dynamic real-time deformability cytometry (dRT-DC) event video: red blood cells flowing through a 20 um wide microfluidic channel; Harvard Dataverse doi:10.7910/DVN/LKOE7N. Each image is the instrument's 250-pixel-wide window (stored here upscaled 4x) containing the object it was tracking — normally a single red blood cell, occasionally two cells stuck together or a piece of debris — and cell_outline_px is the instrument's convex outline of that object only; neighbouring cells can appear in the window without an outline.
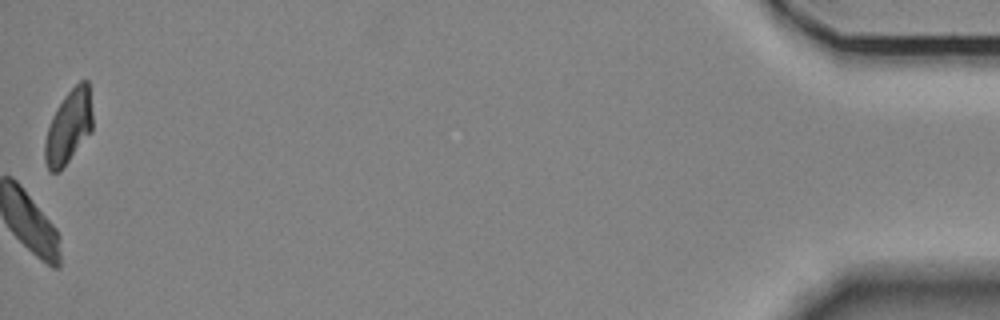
{"species": "Egyptian fruit bat (a non-hibernating species)", "species_latin": "Rousettus aegyptiacus", "temperature_condition": "room temperature", "stored_images_in_passage": 55, "camera_frame_rate_fps": 3000, "um_per_image_px": 0.085, "animal": {"sex": "female"}, "frame": {"image": 1, "passage_image": 55, "time_ms": 18.0, "image_size_px": [1000, 320], "cell_outline_px": [[92, 132], [60, 172], [48, 172], [44, 160], [44, 144], [48, 128], [52, 116], [56, 108], [64, 96], [80, 80], [88, 80], [92, 112]], "centroid_in_image_um": [5.83, 10.82], "position_along_channel_um": 429.4, "area_um2": 20.69}, "authors_computed_cell_mechanics": {"area_um2": 23.5246, "velocity_mm_per_s": 3.4766, "shape_relaxation_time_tau1_ms": 4.6087, "shape_relaxation_time_tau2_ms": null, "deformation_change_tau1": 0.0972, "deformation_change_tau2": null}}